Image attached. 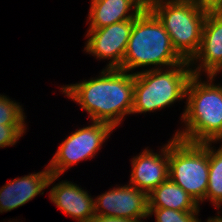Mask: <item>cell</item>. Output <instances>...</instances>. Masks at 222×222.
I'll list each match as a JSON object with an SVG mask.
<instances>
[{"label": "cell", "mask_w": 222, "mask_h": 222, "mask_svg": "<svg viewBox=\"0 0 222 222\" xmlns=\"http://www.w3.org/2000/svg\"><path fill=\"white\" fill-rule=\"evenodd\" d=\"M199 9L208 13H219L222 10V0H191Z\"/></svg>", "instance_id": "obj_20"}, {"label": "cell", "mask_w": 222, "mask_h": 222, "mask_svg": "<svg viewBox=\"0 0 222 222\" xmlns=\"http://www.w3.org/2000/svg\"><path fill=\"white\" fill-rule=\"evenodd\" d=\"M5 95L0 94V124L1 125H25L23 109Z\"/></svg>", "instance_id": "obj_17"}, {"label": "cell", "mask_w": 222, "mask_h": 222, "mask_svg": "<svg viewBox=\"0 0 222 222\" xmlns=\"http://www.w3.org/2000/svg\"><path fill=\"white\" fill-rule=\"evenodd\" d=\"M207 222H222V217L215 216V218H208Z\"/></svg>", "instance_id": "obj_23"}, {"label": "cell", "mask_w": 222, "mask_h": 222, "mask_svg": "<svg viewBox=\"0 0 222 222\" xmlns=\"http://www.w3.org/2000/svg\"><path fill=\"white\" fill-rule=\"evenodd\" d=\"M209 142V177L206 199L219 209L222 203V145L216 151Z\"/></svg>", "instance_id": "obj_16"}, {"label": "cell", "mask_w": 222, "mask_h": 222, "mask_svg": "<svg viewBox=\"0 0 222 222\" xmlns=\"http://www.w3.org/2000/svg\"><path fill=\"white\" fill-rule=\"evenodd\" d=\"M190 66L189 61H184L167 70L154 66L134 73V103L131 113L153 112L186 97L187 84L193 75Z\"/></svg>", "instance_id": "obj_4"}, {"label": "cell", "mask_w": 222, "mask_h": 222, "mask_svg": "<svg viewBox=\"0 0 222 222\" xmlns=\"http://www.w3.org/2000/svg\"><path fill=\"white\" fill-rule=\"evenodd\" d=\"M90 6L89 29H98L135 19L147 5L144 0H91ZM132 8L133 12L130 11Z\"/></svg>", "instance_id": "obj_14"}, {"label": "cell", "mask_w": 222, "mask_h": 222, "mask_svg": "<svg viewBox=\"0 0 222 222\" xmlns=\"http://www.w3.org/2000/svg\"><path fill=\"white\" fill-rule=\"evenodd\" d=\"M94 206L95 215L130 218L142 222L141 218L148 217L149 200L146 192L129 183L98 196L94 200Z\"/></svg>", "instance_id": "obj_9"}, {"label": "cell", "mask_w": 222, "mask_h": 222, "mask_svg": "<svg viewBox=\"0 0 222 222\" xmlns=\"http://www.w3.org/2000/svg\"><path fill=\"white\" fill-rule=\"evenodd\" d=\"M161 150L159 155L145 149L131 160L130 185L149 194L169 178V142Z\"/></svg>", "instance_id": "obj_10"}, {"label": "cell", "mask_w": 222, "mask_h": 222, "mask_svg": "<svg viewBox=\"0 0 222 222\" xmlns=\"http://www.w3.org/2000/svg\"><path fill=\"white\" fill-rule=\"evenodd\" d=\"M149 208L199 211V205L170 178L148 194Z\"/></svg>", "instance_id": "obj_15"}, {"label": "cell", "mask_w": 222, "mask_h": 222, "mask_svg": "<svg viewBox=\"0 0 222 222\" xmlns=\"http://www.w3.org/2000/svg\"><path fill=\"white\" fill-rule=\"evenodd\" d=\"M209 177V142L169 141V178L197 203L206 199Z\"/></svg>", "instance_id": "obj_6"}, {"label": "cell", "mask_w": 222, "mask_h": 222, "mask_svg": "<svg viewBox=\"0 0 222 222\" xmlns=\"http://www.w3.org/2000/svg\"><path fill=\"white\" fill-rule=\"evenodd\" d=\"M25 130V125L0 124V148L14 145Z\"/></svg>", "instance_id": "obj_19"}, {"label": "cell", "mask_w": 222, "mask_h": 222, "mask_svg": "<svg viewBox=\"0 0 222 222\" xmlns=\"http://www.w3.org/2000/svg\"><path fill=\"white\" fill-rule=\"evenodd\" d=\"M155 213L156 222H200L199 211H179L167 208H149L148 216Z\"/></svg>", "instance_id": "obj_18"}, {"label": "cell", "mask_w": 222, "mask_h": 222, "mask_svg": "<svg viewBox=\"0 0 222 222\" xmlns=\"http://www.w3.org/2000/svg\"><path fill=\"white\" fill-rule=\"evenodd\" d=\"M220 71H222V62L219 63L215 68H213L212 71L207 76L209 79H213L215 78L214 76H216L217 73H219ZM218 86L222 87L221 85Z\"/></svg>", "instance_id": "obj_22"}, {"label": "cell", "mask_w": 222, "mask_h": 222, "mask_svg": "<svg viewBox=\"0 0 222 222\" xmlns=\"http://www.w3.org/2000/svg\"><path fill=\"white\" fill-rule=\"evenodd\" d=\"M147 7L163 24L176 52L190 62L199 51L208 12L191 0H153Z\"/></svg>", "instance_id": "obj_5"}, {"label": "cell", "mask_w": 222, "mask_h": 222, "mask_svg": "<svg viewBox=\"0 0 222 222\" xmlns=\"http://www.w3.org/2000/svg\"><path fill=\"white\" fill-rule=\"evenodd\" d=\"M134 19L89 29L85 51L96 58L111 59L106 68H120L123 64Z\"/></svg>", "instance_id": "obj_8"}, {"label": "cell", "mask_w": 222, "mask_h": 222, "mask_svg": "<svg viewBox=\"0 0 222 222\" xmlns=\"http://www.w3.org/2000/svg\"><path fill=\"white\" fill-rule=\"evenodd\" d=\"M89 222H139L136 219L94 215Z\"/></svg>", "instance_id": "obj_21"}, {"label": "cell", "mask_w": 222, "mask_h": 222, "mask_svg": "<svg viewBox=\"0 0 222 222\" xmlns=\"http://www.w3.org/2000/svg\"><path fill=\"white\" fill-rule=\"evenodd\" d=\"M50 199L63 213L78 222H89L95 215L94 199L76 184L62 181L50 190Z\"/></svg>", "instance_id": "obj_13"}, {"label": "cell", "mask_w": 222, "mask_h": 222, "mask_svg": "<svg viewBox=\"0 0 222 222\" xmlns=\"http://www.w3.org/2000/svg\"><path fill=\"white\" fill-rule=\"evenodd\" d=\"M59 176L44 171L16 178L0 189V212H8L20 207L40 194Z\"/></svg>", "instance_id": "obj_11"}, {"label": "cell", "mask_w": 222, "mask_h": 222, "mask_svg": "<svg viewBox=\"0 0 222 222\" xmlns=\"http://www.w3.org/2000/svg\"><path fill=\"white\" fill-rule=\"evenodd\" d=\"M194 60L201 62V65L195 70L192 69V74L199 76L201 70H204L208 75L213 68L222 62V15L220 13H207L199 51L190 61L192 66Z\"/></svg>", "instance_id": "obj_12"}, {"label": "cell", "mask_w": 222, "mask_h": 222, "mask_svg": "<svg viewBox=\"0 0 222 222\" xmlns=\"http://www.w3.org/2000/svg\"><path fill=\"white\" fill-rule=\"evenodd\" d=\"M192 75L186 88V106L182 120L186 127L174 137L191 143L217 142L222 140V87L199 81Z\"/></svg>", "instance_id": "obj_2"}, {"label": "cell", "mask_w": 222, "mask_h": 222, "mask_svg": "<svg viewBox=\"0 0 222 222\" xmlns=\"http://www.w3.org/2000/svg\"><path fill=\"white\" fill-rule=\"evenodd\" d=\"M92 123L77 129L61 143L48 165L51 174L60 176L72 165L96 155L114 128L104 122Z\"/></svg>", "instance_id": "obj_7"}, {"label": "cell", "mask_w": 222, "mask_h": 222, "mask_svg": "<svg viewBox=\"0 0 222 222\" xmlns=\"http://www.w3.org/2000/svg\"><path fill=\"white\" fill-rule=\"evenodd\" d=\"M62 92L88 112L92 121L110 124L114 129L134 103V73L119 68H105L89 81L66 85Z\"/></svg>", "instance_id": "obj_1"}, {"label": "cell", "mask_w": 222, "mask_h": 222, "mask_svg": "<svg viewBox=\"0 0 222 222\" xmlns=\"http://www.w3.org/2000/svg\"><path fill=\"white\" fill-rule=\"evenodd\" d=\"M153 0H144V2L146 3V5L149 3V2H152Z\"/></svg>", "instance_id": "obj_24"}, {"label": "cell", "mask_w": 222, "mask_h": 222, "mask_svg": "<svg viewBox=\"0 0 222 222\" xmlns=\"http://www.w3.org/2000/svg\"><path fill=\"white\" fill-rule=\"evenodd\" d=\"M184 61L174 49L161 21L146 6L134 19L123 64L119 69L128 72L148 65L171 68Z\"/></svg>", "instance_id": "obj_3"}]
</instances>
